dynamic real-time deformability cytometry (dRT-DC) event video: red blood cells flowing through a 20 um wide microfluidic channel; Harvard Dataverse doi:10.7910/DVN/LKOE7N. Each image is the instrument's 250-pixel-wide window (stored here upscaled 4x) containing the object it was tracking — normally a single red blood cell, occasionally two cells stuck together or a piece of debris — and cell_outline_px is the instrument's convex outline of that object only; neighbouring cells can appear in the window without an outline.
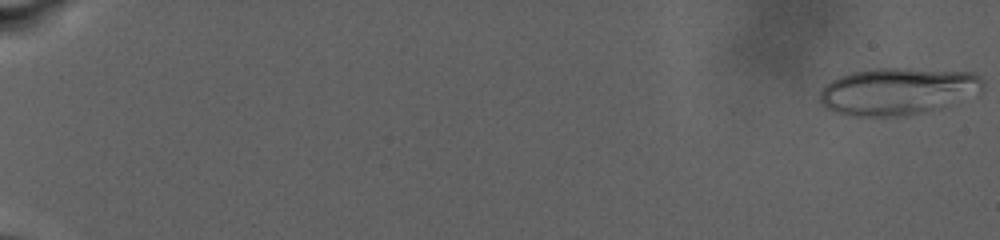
{"species": "human", "species_latin": "Homo sapiens", "temperature_condition": "warm", "stored_images_in_passage": 81, "camera_frame_rate_fps": 3000, "um_per_image_px": 0.085, "donor": {"sex": "male"}, "frame": {"image": 1, "passage_image": 1, "time_ms": 0.0, "image_size_px": [1000, 240], "cell_outline_px": [[984, 84], [980, 92], [940, 108], [908, 116], [856, 116], [836, 112], [824, 108], [820, 104], [820, 92], [832, 80], [840, 76], [852, 72], [876, 68], [908, 68], [976, 72], [984, 80]], "centroid_in_image_um": [76.33, 7.75], "position_along_channel_um": 8.7, "area_um2": 44.97}}
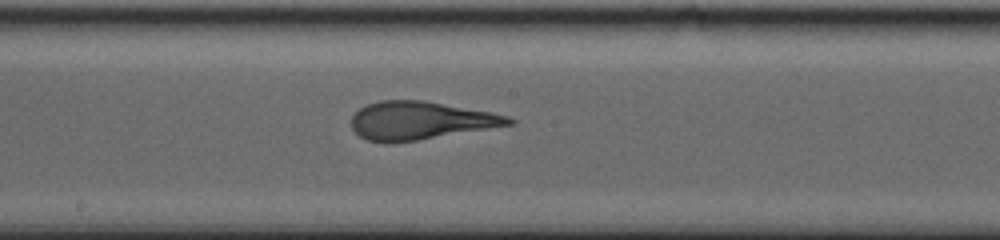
{"frame": {"image": 2, "passage_image": 48, "time_ms": 16.333, "image_size_px": [1000, 240], "cell_outline_px": [[516, 124], [416, 140], [368, 140], [360, 136], [352, 128], [352, 116], [364, 104], [380, 100], [424, 100], [492, 112], [508, 116], [516, 120]], "centroid_in_image_um": [35.78, 10.21], "position_along_channel_um": 212.4, "area_um2": 34.33}}
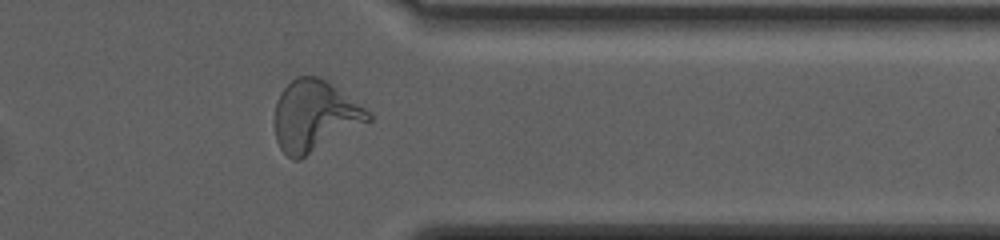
{"frame": {"image": 3, "passage_image": 70, "time_ms": 23.0, "image_size_px": [1000, 240], "cell_outline_px": [[372, 120], [300, 160], [292, 160], [280, 148], [276, 140], [272, 124], [272, 120], [276, 100], [280, 92], [296, 76], [316, 76], [332, 84], [372, 112]], "centroid_in_image_um": [26.71, 9.87], "position_along_channel_um": 384.7, "area_um2": 39.19}}